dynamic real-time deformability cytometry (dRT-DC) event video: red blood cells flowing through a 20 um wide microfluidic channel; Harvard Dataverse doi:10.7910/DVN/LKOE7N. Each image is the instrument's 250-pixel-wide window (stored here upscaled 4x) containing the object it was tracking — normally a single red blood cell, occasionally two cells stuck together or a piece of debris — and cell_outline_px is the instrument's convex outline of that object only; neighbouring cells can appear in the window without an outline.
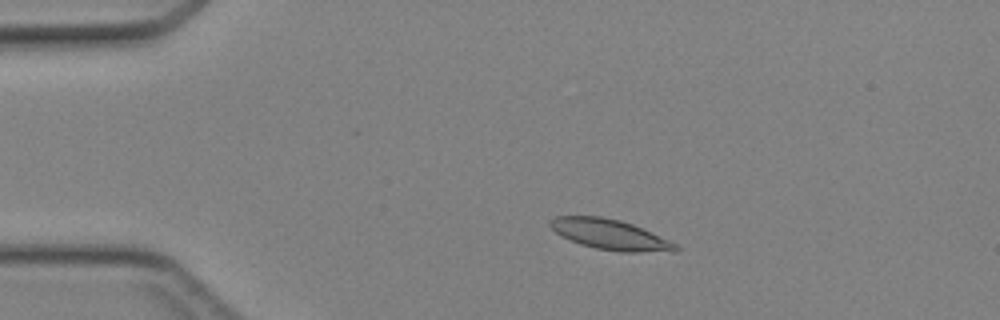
{"species": "Egyptian fruit bat (a non-hibernating species)", "species_latin": "Rousettus aegyptiacus", "temperature_condition": "cold", "stored_images_in_passage": 44, "camera_frame_rate_fps": 3000, "um_per_image_px": 0.085, "animal": {"sex": "female"}, "frame": {"image": 1, "passage_image": 8, "time_ms": 2.333, "image_size_px": [1000, 320], "cell_outline_px": [[680, 248], [676, 252], [620, 252], [596, 248], [580, 244], [556, 232], [548, 224], [548, 220], [556, 216], [600, 216], [620, 220], [632, 224], [668, 240], [676, 244]], "centroid_in_image_um": [51.87, 19.94], "position_along_channel_um": 33.1, "area_um2": 21.96}}
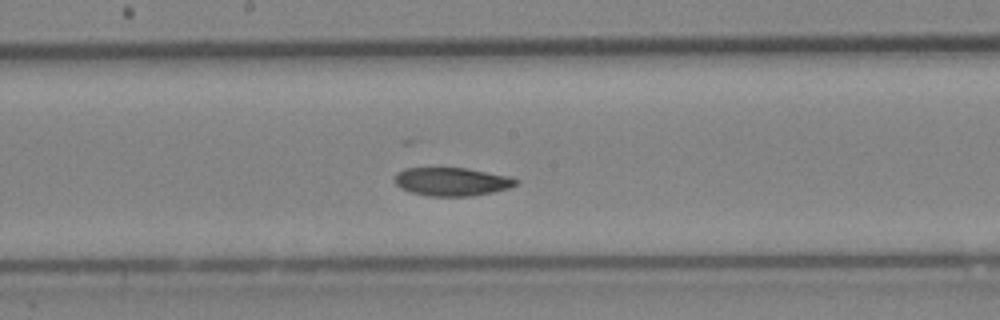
{"frame": {"image": 2, "passage_image": 23, "time_ms": 7.333, "image_size_px": [1000, 320], "cell_outline_px": [[520, 180], [516, 184], [508, 188], [492, 192], [472, 196], [428, 196], [412, 192], [400, 188], [396, 184], [396, 172], [404, 168], [464, 168], [508, 176]], "centroid_in_image_um": [38.39, 15.44], "position_along_channel_um": 209.8, "area_um2": 19.83}}
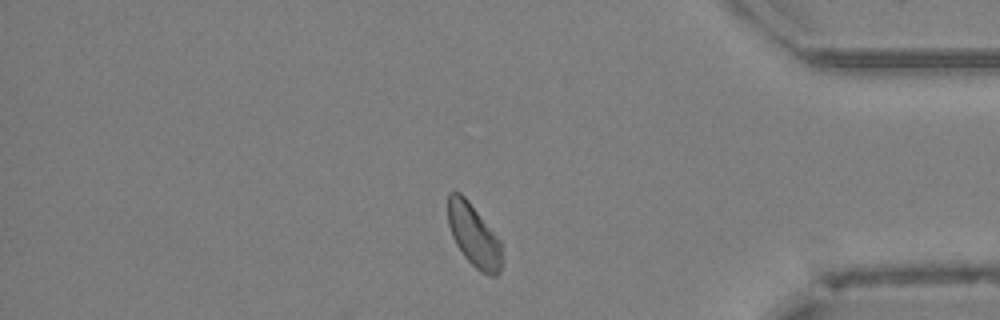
{"frame": {"image": 3, "passage_image": 37, "time_ms": 12.0, "image_size_px": [1000, 320], "cell_outline_px": [[500, 272], [496, 276], [488, 276], [480, 272], [464, 256], [456, 244], [452, 236], [448, 224], [448, 192], [460, 192], [468, 200], [500, 240]], "centroid_in_image_um": [40.25, 20.0], "position_along_channel_um": 395.0, "area_um2": 19.42}}